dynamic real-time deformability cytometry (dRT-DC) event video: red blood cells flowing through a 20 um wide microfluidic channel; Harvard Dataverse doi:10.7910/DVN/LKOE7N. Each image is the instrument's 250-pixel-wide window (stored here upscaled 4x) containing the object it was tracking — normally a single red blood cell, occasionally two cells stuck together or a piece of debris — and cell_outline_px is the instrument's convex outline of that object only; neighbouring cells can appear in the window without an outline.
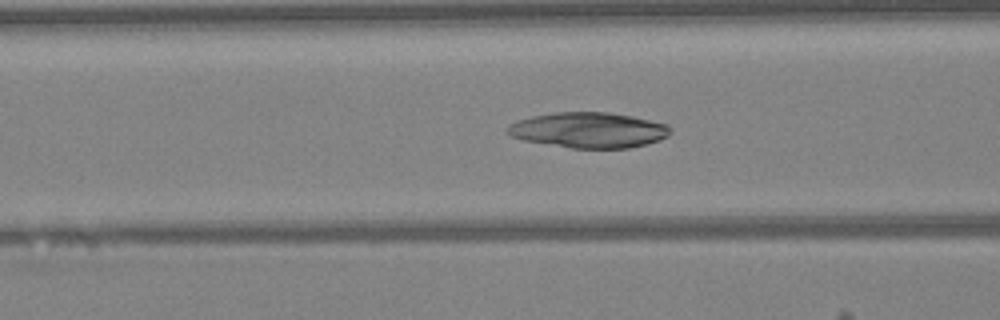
{"species": "Egyptian fruit bat (a non-hibernating species)", "species_latin": "Rousettus aegyptiacus", "temperature_condition": "warm", "stored_images_in_passage": 47, "camera_frame_rate_fps": 3000, "um_per_image_px": 0.085, "animal": {"sex": "female"}, "frame": {"image": 1, "passage_image": 18, "time_ms": 5.667, "image_size_px": [1000, 320], "cell_outline_px": [[672, 132], [668, 136], [660, 140], [628, 148], [572, 148], [520, 140], [512, 136], [504, 128], [508, 124], [532, 116], [552, 112], [608, 112], [632, 116], [668, 124], [672, 128]], "centroid_in_image_um": [50.03, 11.05], "position_along_channel_um": 116.6, "area_um2": 33.87}}
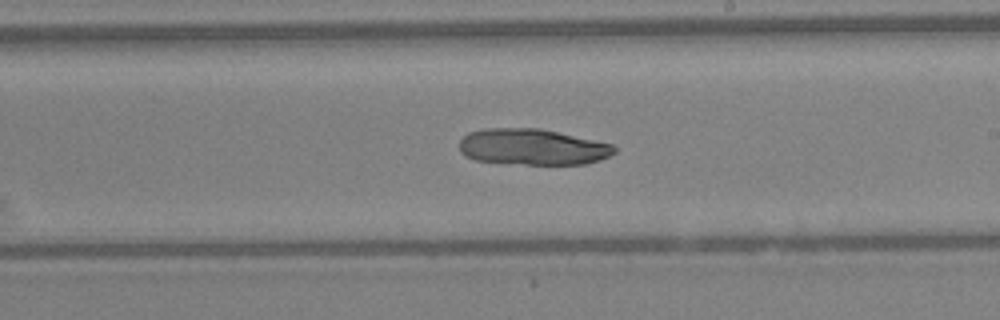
{"frame": {"image": 2, "passage_image": 27, "time_ms": 8.667, "image_size_px": [1000, 320], "cell_outline_px": [[616, 152], [600, 160], [584, 164], [524, 164], [476, 160], [464, 156], [460, 152], [460, 140], [468, 132], [484, 128], [540, 128], [612, 144], [616, 148]], "centroid_in_image_um": [45.24, 12.48], "position_along_channel_um": 243.8, "area_um2": 32.54}}
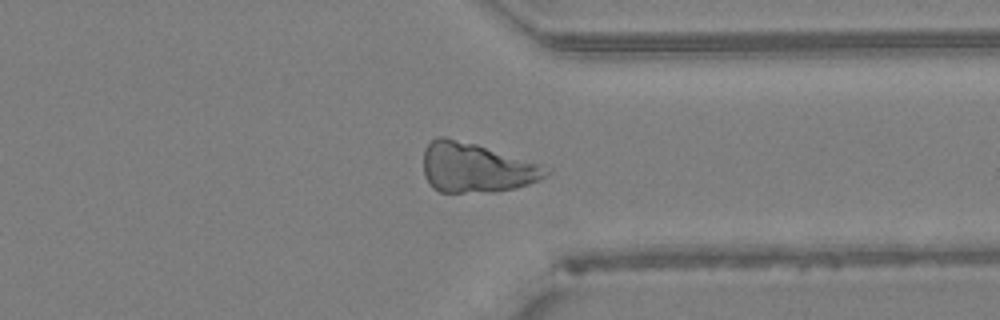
{"frame": {"image": 3, "passage_image": 36, "time_ms": 11.667, "image_size_px": [1000, 320], "cell_outline_px": [[552, 172], [540, 180], [516, 188], [496, 192], [440, 192], [432, 188], [424, 176], [424, 148], [436, 136], [444, 136], [476, 144], [540, 164], [552, 168]], "centroid_in_image_um": [40.48, 14.26], "position_along_channel_um": 370.9, "area_um2": 35.66}}